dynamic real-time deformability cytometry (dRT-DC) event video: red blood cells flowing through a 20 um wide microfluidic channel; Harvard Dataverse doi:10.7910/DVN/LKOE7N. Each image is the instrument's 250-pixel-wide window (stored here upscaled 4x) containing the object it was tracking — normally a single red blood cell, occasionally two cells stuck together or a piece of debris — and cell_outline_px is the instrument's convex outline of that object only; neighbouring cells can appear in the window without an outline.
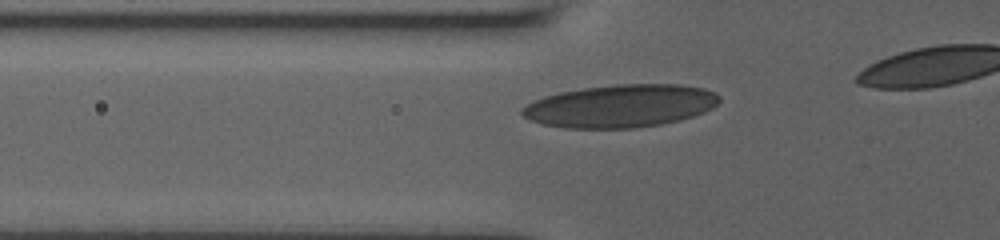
{"species": "human", "species_latin": "Homo sapiens", "temperature_condition": "room temperature", "stored_images_in_passage": 44, "camera_frame_rate_fps": 3000, "um_per_image_px": 0.085, "donor": {"sex": "male"}, "frame": {"image": 1, "passage_image": 3, "time_ms": 0.333, "image_size_px": [1000, 240], "cell_outline_px": [[720, 100], [712, 108], [704, 112], [680, 120], [660, 124], [632, 128], [564, 128], [544, 124], [528, 120], [520, 112], [520, 108], [532, 100], [544, 96], [560, 92], [584, 88], [616, 84], [680, 84], [704, 88], [716, 92], [720, 96]], "centroid_in_image_um": [52.73, 9.0], "position_along_channel_um": 73.1, "area_um2": 49.36}}
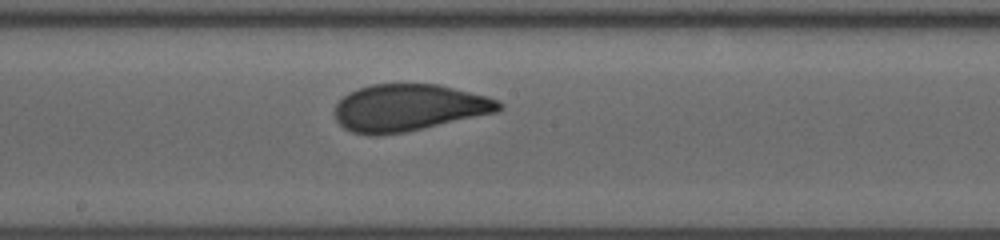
{"frame": {"image": 2, "passage_image": 21, "time_ms": 4.0, "image_size_px": [1000, 240], "cell_outline_px": [[504, 108], [496, 112], [404, 132], [372, 136], [368, 136], [352, 132], [344, 128], [336, 120], [336, 104], [348, 92], [372, 84], [440, 84], [488, 96], [500, 100], [504, 104]], "centroid_in_image_um": [34.76, 9.15], "position_along_channel_um": 213.4, "area_um2": 44.85}}
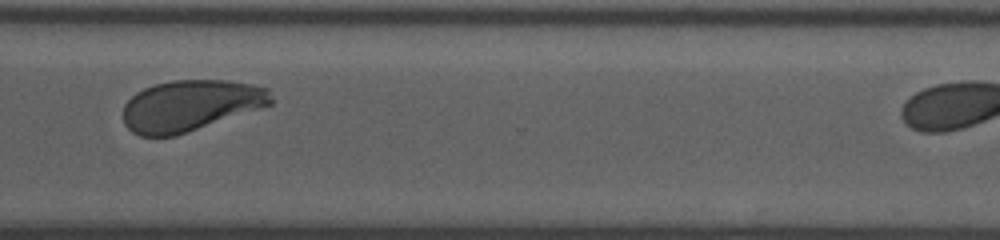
{"frame": {"image": 3, "passage_image": 43, "time_ms": 7.667, "image_size_px": [1000, 240], "cell_outline_px": [[272, 104], [176, 136], [140, 136], [132, 132], [124, 124], [124, 104], [136, 92], [144, 88], [156, 84], [172, 80], [228, 80], [252, 84], [268, 88], [272, 96]], "centroid_in_image_um": [16.18, 8.97], "position_along_channel_um": 354.4, "area_um2": 43.93}}